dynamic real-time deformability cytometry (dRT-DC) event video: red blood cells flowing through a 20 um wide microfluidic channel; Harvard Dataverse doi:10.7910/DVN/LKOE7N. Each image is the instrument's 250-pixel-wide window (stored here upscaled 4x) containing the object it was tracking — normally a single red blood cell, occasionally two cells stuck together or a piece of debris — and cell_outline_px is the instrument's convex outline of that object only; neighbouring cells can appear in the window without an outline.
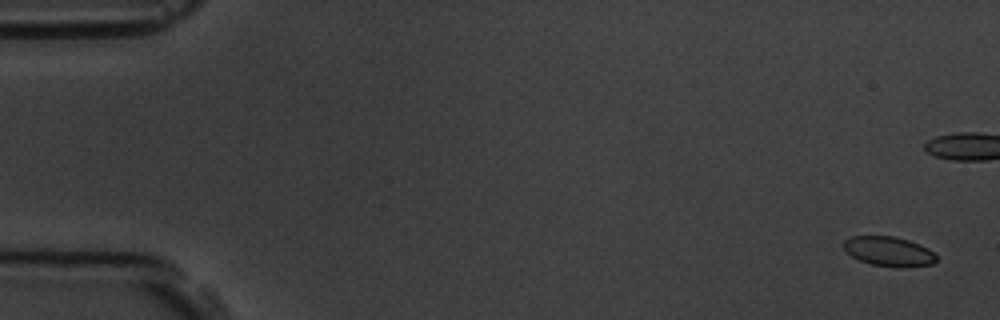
{"species": "common noctule bat (a hibernating species)", "species_latin": "Nyctalus noctula", "temperature_condition": "room temperature", "stored_images_in_passage": 4, "camera_frame_rate_fps": 3000, "um_per_image_px": 0.085, "animal": {"sex": "male", "body_mass_g": 19.5, "forearm_length_mm": 54.6}, "frame": {"image": 1, "passage_image": 1, "time_ms": 0.0, "image_size_px": [1000, 320], "cell_outline_px": [[936, 260], [932, 264], [896, 268], [872, 264], [860, 260], [852, 256], [844, 248], [844, 240], [852, 236], [892, 236], [908, 240], [920, 244], [928, 248], [936, 256]], "centroid_in_image_um": [75.55, 21.37], "position_along_channel_um": 9.4, "area_um2": 15.84}}